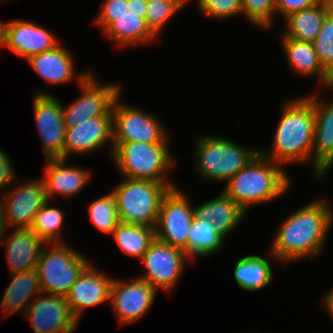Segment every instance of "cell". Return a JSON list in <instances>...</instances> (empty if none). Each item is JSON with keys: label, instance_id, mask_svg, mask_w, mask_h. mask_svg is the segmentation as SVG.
Here are the masks:
<instances>
[{"label": "cell", "instance_id": "52a82bcc", "mask_svg": "<svg viewBox=\"0 0 333 333\" xmlns=\"http://www.w3.org/2000/svg\"><path fill=\"white\" fill-rule=\"evenodd\" d=\"M90 264L83 253L70 248L65 242L47 243L36 268L42 293L66 297Z\"/></svg>", "mask_w": 333, "mask_h": 333}, {"label": "cell", "instance_id": "d6a6232c", "mask_svg": "<svg viewBox=\"0 0 333 333\" xmlns=\"http://www.w3.org/2000/svg\"><path fill=\"white\" fill-rule=\"evenodd\" d=\"M186 2L187 0H147V26L158 37L166 22H169Z\"/></svg>", "mask_w": 333, "mask_h": 333}, {"label": "cell", "instance_id": "1f68e13d", "mask_svg": "<svg viewBox=\"0 0 333 333\" xmlns=\"http://www.w3.org/2000/svg\"><path fill=\"white\" fill-rule=\"evenodd\" d=\"M88 211L94 227L104 234H112V231L120 223L116 200L112 191L91 202Z\"/></svg>", "mask_w": 333, "mask_h": 333}, {"label": "cell", "instance_id": "9c48e42d", "mask_svg": "<svg viewBox=\"0 0 333 333\" xmlns=\"http://www.w3.org/2000/svg\"><path fill=\"white\" fill-rule=\"evenodd\" d=\"M91 72L81 83V96L63 108L65 127H75L78 123L100 116H112L115 100L122 95V87L117 83L101 84Z\"/></svg>", "mask_w": 333, "mask_h": 333}, {"label": "cell", "instance_id": "8fae6325", "mask_svg": "<svg viewBox=\"0 0 333 333\" xmlns=\"http://www.w3.org/2000/svg\"><path fill=\"white\" fill-rule=\"evenodd\" d=\"M190 260L182 249L155 239L140 259L147 272L139 278L145 280L156 290L159 288L170 293L179 283L185 263Z\"/></svg>", "mask_w": 333, "mask_h": 333}, {"label": "cell", "instance_id": "e575fe53", "mask_svg": "<svg viewBox=\"0 0 333 333\" xmlns=\"http://www.w3.org/2000/svg\"><path fill=\"white\" fill-rule=\"evenodd\" d=\"M247 21L262 29L270 28L276 14V0H241Z\"/></svg>", "mask_w": 333, "mask_h": 333}, {"label": "cell", "instance_id": "ac0fdd59", "mask_svg": "<svg viewBox=\"0 0 333 333\" xmlns=\"http://www.w3.org/2000/svg\"><path fill=\"white\" fill-rule=\"evenodd\" d=\"M54 33L30 20H13L5 26V47L21 58L53 49L58 45Z\"/></svg>", "mask_w": 333, "mask_h": 333}, {"label": "cell", "instance_id": "603a6c76", "mask_svg": "<svg viewBox=\"0 0 333 333\" xmlns=\"http://www.w3.org/2000/svg\"><path fill=\"white\" fill-rule=\"evenodd\" d=\"M246 212L223 190L210 201L194 206V217L215 226L216 231L225 239L243 221Z\"/></svg>", "mask_w": 333, "mask_h": 333}, {"label": "cell", "instance_id": "d590c367", "mask_svg": "<svg viewBox=\"0 0 333 333\" xmlns=\"http://www.w3.org/2000/svg\"><path fill=\"white\" fill-rule=\"evenodd\" d=\"M201 14L216 19H226L242 14L241 0H197Z\"/></svg>", "mask_w": 333, "mask_h": 333}, {"label": "cell", "instance_id": "7a4b0ae2", "mask_svg": "<svg viewBox=\"0 0 333 333\" xmlns=\"http://www.w3.org/2000/svg\"><path fill=\"white\" fill-rule=\"evenodd\" d=\"M273 144L260 153L282 166L313 161L314 102L307 95L284 103Z\"/></svg>", "mask_w": 333, "mask_h": 333}, {"label": "cell", "instance_id": "2e32d148", "mask_svg": "<svg viewBox=\"0 0 333 333\" xmlns=\"http://www.w3.org/2000/svg\"><path fill=\"white\" fill-rule=\"evenodd\" d=\"M111 141L110 154L113 151V117L100 116L78 123L75 127H66L63 146V159L71 154H91L103 148Z\"/></svg>", "mask_w": 333, "mask_h": 333}, {"label": "cell", "instance_id": "3957f363", "mask_svg": "<svg viewBox=\"0 0 333 333\" xmlns=\"http://www.w3.org/2000/svg\"><path fill=\"white\" fill-rule=\"evenodd\" d=\"M281 164L260 152L227 183L223 191L246 213L252 205L281 197L291 185V177Z\"/></svg>", "mask_w": 333, "mask_h": 333}, {"label": "cell", "instance_id": "8d00e7d4", "mask_svg": "<svg viewBox=\"0 0 333 333\" xmlns=\"http://www.w3.org/2000/svg\"><path fill=\"white\" fill-rule=\"evenodd\" d=\"M127 11V0H105L94 23L105 31Z\"/></svg>", "mask_w": 333, "mask_h": 333}, {"label": "cell", "instance_id": "e0dca14e", "mask_svg": "<svg viewBox=\"0 0 333 333\" xmlns=\"http://www.w3.org/2000/svg\"><path fill=\"white\" fill-rule=\"evenodd\" d=\"M114 279L89 265L70 288L66 300L74 317L80 322L87 308L110 303L111 285Z\"/></svg>", "mask_w": 333, "mask_h": 333}, {"label": "cell", "instance_id": "4316f807", "mask_svg": "<svg viewBox=\"0 0 333 333\" xmlns=\"http://www.w3.org/2000/svg\"><path fill=\"white\" fill-rule=\"evenodd\" d=\"M104 34L120 47L133 46L140 43L146 44L158 38L147 26L146 20L142 18V14H134L129 11L118 17L104 31Z\"/></svg>", "mask_w": 333, "mask_h": 333}, {"label": "cell", "instance_id": "30bf717a", "mask_svg": "<svg viewBox=\"0 0 333 333\" xmlns=\"http://www.w3.org/2000/svg\"><path fill=\"white\" fill-rule=\"evenodd\" d=\"M178 186L163 197L155 226V239L187 254V236L194 219V207Z\"/></svg>", "mask_w": 333, "mask_h": 333}, {"label": "cell", "instance_id": "5b68a950", "mask_svg": "<svg viewBox=\"0 0 333 333\" xmlns=\"http://www.w3.org/2000/svg\"><path fill=\"white\" fill-rule=\"evenodd\" d=\"M195 170L207 181L226 183L259 152L221 136L202 135L196 142Z\"/></svg>", "mask_w": 333, "mask_h": 333}, {"label": "cell", "instance_id": "4fadbf2b", "mask_svg": "<svg viewBox=\"0 0 333 333\" xmlns=\"http://www.w3.org/2000/svg\"><path fill=\"white\" fill-rule=\"evenodd\" d=\"M15 178L13 188L4 193L3 204L8 227L29 228L34 217L48 201L42 178L19 181ZM18 184V185H17Z\"/></svg>", "mask_w": 333, "mask_h": 333}, {"label": "cell", "instance_id": "7bdbcfd3", "mask_svg": "<svg viewBox=\"0 0 333 333\" xmlns=\"http://www.w3.org/2000/svg\"><path fill=\"white\" fill-rule=\"evenodd\" d=\"M5 26L6 23L0 20V46H5Z\"/></svg>", "mask_w": 333, "mask_h": 333}, {"label": "cell", "instance_id": "ffe728a7", "mask_svg": "<svg viewBox=\"0 0 333 333\" xmlns=\"http://www.w3.org/2000/svg\"><path fill=\"white\" fill-rule=\"evenodd\" d=\"M71 53L63 45L58 44L51 50L31 56L27 62L46 83L58 85L77 78L80 84L91 71L75 75V61Z\"/></svg>", "mask_w": 333, "mask_h": 333}, {"label": "cell", "instance_id": "836d02e7", "mask_svg": "<svg viewBox=\"0 0 333 333\" xmlns=\"http://www.w3.org/2000/svg\"><path fill=\"white\" fill-rule=\"evenodd\" d=\"M323 69L333 75V8L325 15L320 33L312 42Z\"/></svg>", "mask_w": 333, "mask_h": 333}, {"label": "cell", "instance_id": "5bb4252c", "mask_svg": "<svg viewBox=\"0 0 333 333\" xmlns=\"http://www.w3.org/2000/svg\"><path fill=\"white\" fill-rule=\"evenodd\" d=\"M157 290L141 278L133 281L114 279L110 291V305L119 326L142 318L150 309Z\"/></svg>", "mask_w": 333, "mask_h": 333}, {"label": "cell", "instance_id": "74e56055", "mask_svg": "<svg viewBox=\"0 0 333 333\" xmlns=\"http://www.w3.org/2000/svg\"><path fill=\"white\" fill-rule=\"evenodd\" d=\"M321 0H276V13L283 18L302 9L311 7Z\"/></svg>", "mask_w": 333, "mask_h": 333}, {"label": "cell", "instance_id": "ee69618b", "mask_svg": "<svg viewBox=\"0 0 333 333\" xmlns=\"http://www.w3.org/2000/svg\"><path fill=\"white\" fill-rule=\"evenodd\" d=\"M333 88V75L331 76V81H330V84H329V88Z\"/></svg>", "mask_w": 333, "mask_h": 333}, {"label": "cell", "instance_id": "277c9868", "mask_svg": "<svg viewBox=\"0 0 333 333\" xmlns=\"http://www.w3.org/2000/svg\"><path fill=\"white\" fill-rule=\"evenodd\" d=\"M168 143H113L112 159L123 178L172 183L165 177L176 161Z\"/></svg>", "mask_w": 333, "mask_h": 333}, {"label": "cell", "instance_id": "44dd1931", "mask_svg": "<svg viewBox=\"0 0 333 333\" xmlns=\"http://www.w3.org/2000/svg\"><path fill=\"white\" fill-rule=\"evenodd\" d=\"M8 234L6 255L11 273L37 268L42 249L47 244L30 228H14Z\"/></svg>", "mask_w": 333, "mask_h": 333}, {"label": "cell", "instance_id": "d4e9b609", "mask_svg": "<svg viewBox=\"0 0 333 333\" xmlns=\"http://www.w3.org/2000/svg\"><path fill=\"white\" fill-rule=\"evenodd\" d=\"M332 8L333 0H321L311 7L292 13L284 19L287 31H284L283 36L313 42L320 33L325 15Z\"/></svg>", "mask_w": 333, "mask_h": 333}, {"label": "cell", "instance_id": "f546056e", "mask_svg": "<svg viewBox=\"0 0 333 333\" xmlns=\"http://www.w3.org/2000/svg\"><path fill=\"white\" fill-rule=\"evenodd\" d=\"M225 240L212 223L194 217L187 236V255L190 259L194 256L210 257L221 250Z\"/></svg>", "mask_w": 333, "mask_h": 333}, {"label": "cell", "instance_id": "d6986e66", "mask_svg": "<svg viewBox=\"0 0 333 333\" xmlns=\"http://www.w3.org/2000/svg\"><path fill=\"white\" fill-rule=\"evenodd\" d=\"M308 96L314 102L315 112L313 171L320 179L333 167V99L325 103L318 94Z\"/></svg>", "mask_w": 333, "mask_h": 333}, {"label": "cell", "instance_id": "8992f818", "mask_svg": "<svg viewBox=\"0 0 333 333\" xmlns=\"http://www.w3.org/2000/svg\"><path fill=\"white\" fill-rule=\"evenodd\" d=\"M175 187L173 183L123 178L112 190L120 222L155 228L162 199Z\"/></svg>", "mask_w": 333, "mask_h": 333}, {"label": "cell", "instance_id": "9a60e30c", "mask_svg": "<svg viewBox=\"0 0 333 333\" xmlns=\"http://www.w3.org/2000/svg\"><path fill=\"white\" fill-rule=\"evenodd\" d=\"M47 295H39L32 300L24 314L33 332L73 333L79 321L74 317L66 297Z\"/></svg>", "mask_w": 333, "mask_h": 333}, {"label": "cell", "instance_id": "83f0119b", "mask_svg": "<svg viewBox=\"0 0 333 333\" xmlns=\"http://www.w3.org/2000/svg\"><path fill=\"white\" fill-rule=\"evenodd\" d=\"M234 280L246 291H260L270 285L272 269L270 261L260 255L243 256L234 265Z\"/></svg>", "mask_w": 333, "mask_h": 333}, {"label": "cell", "instance_id": "7402d4cb", "mask_svg": "<svg viewBox=\"0 0 333 333\" xmlns=\"http://www.w3.org/2000/svg\"><path fill=\"white\" fill-rule=\"evenodd\" d=\"M45 176L42 178L48 200L55 193L63 197H72L83 191L90 180L91 171L87 169L67 166V159H46Z\"/></svg>", "mask_w": 333, "mask_h": 333}, {"label": "cell", "instance_id": "ba28073f", "mask_svg": "<svg viewBox=\"0 0 333 333\" xmlns=\"http://www.w3.org/2000/svg\"><path fill=\"white\" fill-rule=\"evenodd\" d=\"M119 96L112 108L113 143H169L165 126L143 109L121 103Z\"/></svg>", "mask_w": 333, "mask_h": 333}, {"label": "cell", "instance_id": "f1b7e54d", "mask_svg": "<svg viewBox=\"0 0 333 333\" xmlns=\"http://www.w3.org/2000/svg\"><path fill=\"white\" fill-rule=\"evenodd\" d=\"M112 236L123 253L140 260L155 240V228L120 222Z\"/></svg>", "mask_w": 333, "mask_h": 333}, {"label": "cell", "instance_id": "f35d334b", "mask_svg": "<svg viewBox=\"0 0 333 333\" xmlns=\"http://www.w3.org/2000/svg\"><path fill=\"white\" fill-rule=\"evenodd\" d=\"M11 159L3 149L0 148V190L11 187L16 178L15 170H13Z\"/></svg>", "mask_w": 333, "mask_h": 333}, {"label": "cell", "instance_id": "7c38bea8", "mask_svg": "<svg viewBox=\"0 0 333 333\" xmlns=\"http://www.w3.org/2000/svg\"><path fill=\"white\" fill-rule=\"evenodd\" d=\"M33 100L34 119L46 159H63L65 123L62 102L52 94L37 91Z\"/></svg>", "mask_w": 333, "mask_h": 333}, {"label": "cell", "instance_id": "484cf974", "mask_svg": "<svg viewBox=\"0 0 333 333\" xmlns=\"http://www.w3.org/2000/svg\"><path fill=\"white\" fill-rule=\"evenodd\" d=\"M11 275L13 278L6 287L0 307L6 316L19 312L21 309L25 314L30 305L31 296H38L42 293L37 270L16 272Z\"/></svg>", "mask_w": 333, "mask_h": 333}, {"label": "cell", "instance_id": "ab89813d", "mask_svg": "<svg viewBox=\"0 0 333 333\" xmlns=\"http://www.w3.org/2000/svg\"><path fill=\"white\" fill-rule=\"evenodd\" d=\"M147 0H127V9L134 14H142V18L146 16Z\"/></svg>", "mask_w": 333, "mask_h": 333}, {"label": "cell", "instance_id": "cb8c5ba5", "mask_svg": "<svg viewBox=\"0 0 333 333\" xmlns=\"http://www.w3.org/2000/svg\"><path fill=\"white\" fill-rule=\"evenodd\" d=\"M282 48L288 59L289 66L300 76H316L321 85L328 87L331 76L321 66L312 42L281 37Z\"/></svg>", "mask_w": 333, "mask_h": 333}, {"label": "cell", "instance_id": "60d3db41", "mask_svg": "<svg viewBox=\"0 0 333 333\" xmlns=\"http://www.w3.org/2000/svg\"><path fill=\"white\" fill-rule=\"evenodd\" d=\"M7 228H8V225L6 222L5 208H4L3 200L1 199V201H0V244H1V241L2 242L5 241V240H3L5 235L7 238V234H6Z\"/></svg>", "mask_w": 333, "mask_h": 333}, {"label": "cell", "instance_id": "4dcf8cb0", "mask_svg": "<svg viewBox=\"0 0 333 333\" xmlns=\"http://www.w3.org/2000/svg\"><path fill=\"white\" fill-rule=\"evenodd\" d=\"M64 220L63 211L50 207L48 200L36 214L29 228L46 243H64V239H58L63 231Z\"/></svg>", "mask_w": 333, "mask_h": 333}, {"label": "cell", "instance_id": "b9f144b4", "mask_svg": "<svg viewBox=\"0 0 333 333\" xmlns=\"http://www.w3.org/2000/svg\"><path fill=\"white\" fill-rule=\"evenodd\" d=\"M323 307L329 313V316L333 317V289L329 290L328 293L322 299ZM333 319V318H332Z\"/></svg>", "mask_w": 333, "mask_h": 333}, {"label": "cell", "instance_id": "6da1fadb", "mask_svg": "<svg viewBox=\"0 0 333 333\" xmlns=\"http://www.w3.org/2000/svg\"><path fill=\"white\" fill-rule=\"evenodd\" d=\"M332 219L330 205L324 200L301 207L279 227L269 249L270 256L284 264L314 257L325 245Z\"/></svg>", "mask_w": 333, "mask_h": 333}]
</instances>
